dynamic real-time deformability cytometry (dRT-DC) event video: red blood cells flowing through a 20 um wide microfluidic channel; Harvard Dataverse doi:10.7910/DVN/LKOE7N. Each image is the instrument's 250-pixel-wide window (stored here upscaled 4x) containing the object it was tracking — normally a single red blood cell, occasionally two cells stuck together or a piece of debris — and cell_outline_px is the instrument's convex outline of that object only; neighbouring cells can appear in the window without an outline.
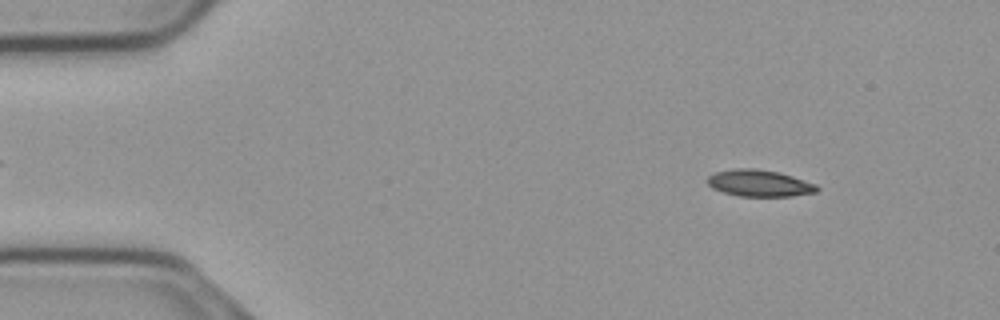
{"species": "common noctule bat (a hibernating species)", "species_latin": "Nyctalus noctula", "temperature_condition": "cold", "stored_images_in_passage": 54, "camera_frame_rate_fps": 3000, "um_per_image_px": 0.085, "animal": {"sex": "male", "body_mass_g": 23.1, "forearm_length_mm": 52.7}, "frame": {"image": 1, "passage_image": 6, "time_ms": 1.667, "image_size_px": [1000, 320], "cell_outline_px": [[820, 188], [816, 192], [792, 196], [740, 196], [724, 192], [712, 188], [704, 180], [708, 176], [716, 172], [736, 168], [756, 168], [780, 172], [816, 184]], "centroid_in_image_um": [64.53, 15.56], "position_along_channel_um": 20.5, "area_um2": 17.11}}
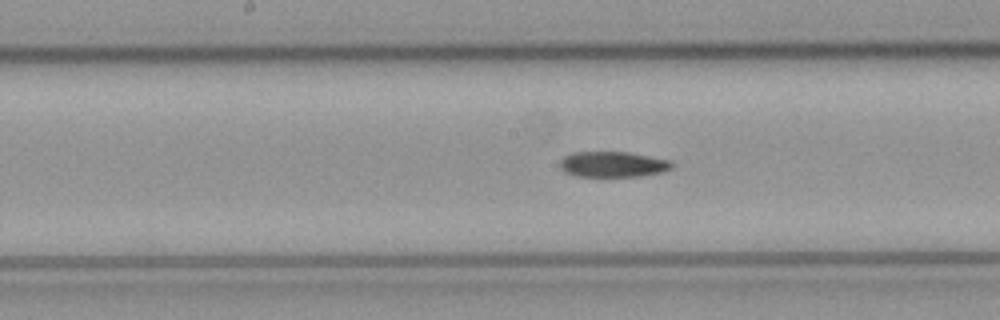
{"frame": {"image": 2, "passage_image": 27, "time_ms": 8.667, "image_size_px": [1000, 320], "cell_outline_px": [[676, 164], [672, 168], [664, 172], [640, 176], [576, 176], [564, 172], [560, 168], [560, 160], [564, 156], [572, 152], [628, 152], [672, 160]], "centroid_in_image_um": [52.13, 13.96], "position_along_channel_um": 196.1, "area_um2": 16.94}}
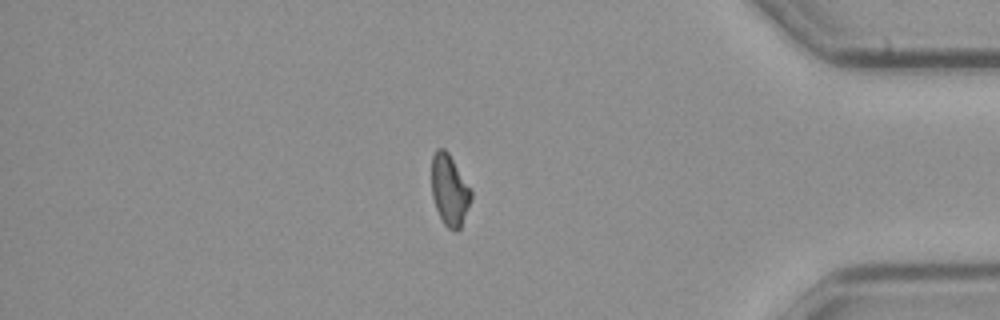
{"frame": {"image": 3, "passage_image": 46, "time_ms": 15.0, "image_size_px": [1000, 320], "cell_outline_px": [[472, 196], [460, 228], [456, 232], [448, 228], [444, 224], [436, 208], [432, 196], [432, 156], [436, 148], [444, 148], [448, 152], [472, 188]], "centroid_in_image_um": [38.22, 16.13], "position_along_channel_um": 397.0, "area_um2": 16.42}}